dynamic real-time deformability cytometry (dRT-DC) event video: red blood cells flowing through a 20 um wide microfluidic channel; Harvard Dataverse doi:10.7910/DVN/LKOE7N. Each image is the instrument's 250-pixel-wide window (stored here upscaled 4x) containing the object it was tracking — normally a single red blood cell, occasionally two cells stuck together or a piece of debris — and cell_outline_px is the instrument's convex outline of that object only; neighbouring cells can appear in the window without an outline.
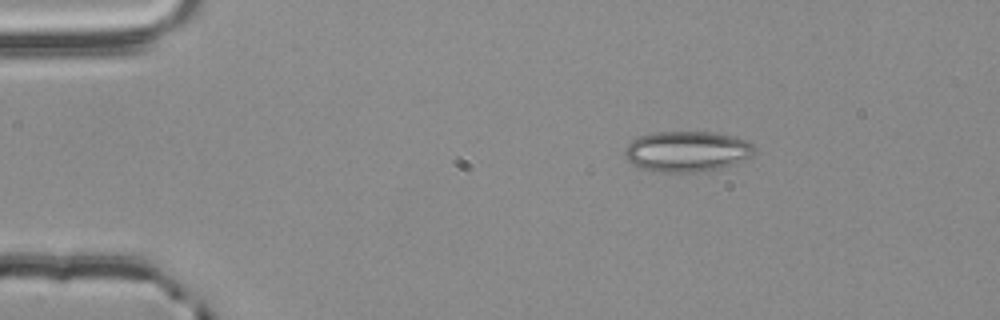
{"species": "common noctule bat (a hibernating species)", "species_latin": "Nyctalus noctula", "temperature_condition": "room temperature", "stored_images_in_passage": 47, "camera_frame_rate_fps": 3000, "um_per_image_px": 0.085, "animal": {"sex": "male", "body_mass_g": 20.4}, "frame": {"image": 1, "passage_image": 1, "time_ms": 0.0, "image_size_px": [1000, 320], "cell_outline_px": [[756, 152], [752, 156], [732, 164], [720, 168], [704, 172], [660, 172], [640, 168], [632, 164], [624, 156], [624, 152], [628, 144], [632, 140], [640, 136], [652, 132], [712, 132], [732, 136], [748, 140], [756, 148]], "centroid_in_image_um": [58.4, 12.87], "position_along_channel_um": 26.6, "area_um2": 30.87}}
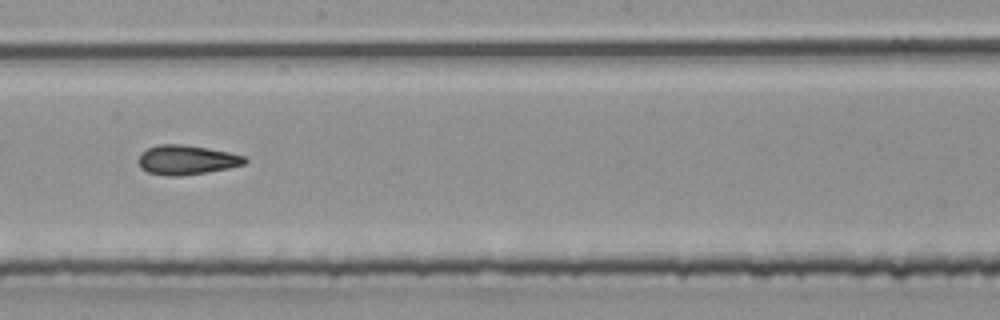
{"frame": {"image": 2, "passage_image": 23, "time_ms": 7.333, "image_size_px": [1000, 320], "cell_outline_px": [[248, 160], [244, 164], [228, 168], [208, 172], [180, 176], [168, 176], [148, 172], [140, 168], [140, 152], [148, 148], [160, 144], [180, 144], [228, 152], [244, 156]], "centroid_in_image_um": [15.85, 13.6], "position_along_channel_um": 232.3, "area_um2": 18.03}}
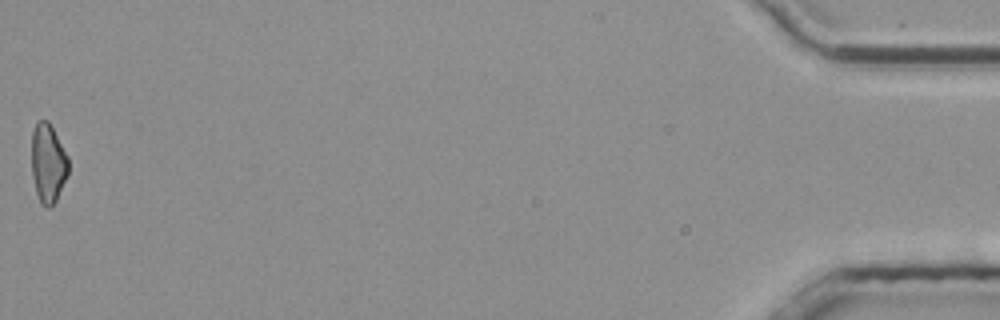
{"frame": {"image": 3, "passage_image": 47, "time_ms": 15.333, "image_size_px": [1000, 320], "cell_outline_px": [[68, 176], [56, 200], [48, 208], [44, 208], [40, 204], [36, 192], [32, 176], [32, 132], [36, 120], [48, 120], [68, 156]], "centroid_in_image_um": [4.08, 13.88], "position_along_channel_um": 431.1, "area_um2": 17.11}, "authors_computed_cell_mechanics": {"area_um2": 18.0336, "velocity_mm_per_s": 3.7918, "shape_relaxation_time_tau1_ms": null, "shape_relaxation_time_tau2_ms": 2.8708, "deformation_change_tau1": null, "deformation_change_tau2": 0.1092}}